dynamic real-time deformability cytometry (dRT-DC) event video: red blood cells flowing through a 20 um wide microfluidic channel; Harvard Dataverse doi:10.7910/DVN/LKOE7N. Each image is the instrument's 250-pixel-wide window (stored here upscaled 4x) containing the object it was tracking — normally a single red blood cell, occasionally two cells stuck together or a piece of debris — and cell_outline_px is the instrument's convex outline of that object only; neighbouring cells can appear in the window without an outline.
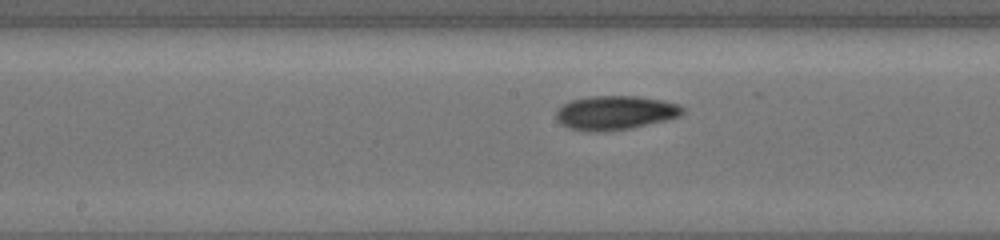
{"species": "common noctule bat (a hibernating species)", "species_latin": "Nyctalus noctula", "temperature_condition": "cold", "stored_images_in_passage": 19, "segment_of_instrument_passage": [2, 2], "camera_frame_rate_fps": 3000, "um_per_image_px": 0.085, "animal": {"sex": "female", "body_mass_g": 19.5, "forearm_length_mm": 54.1}, "frame": {"image": 1, "passage_image": 19, "time_ms": 9.667, "image_size_px": [1000, 240], "cell_outline_px": [[684, 112], [680, 116], [664, 120], [628, 128], [600, 132], [588, 132], [572, 128], [564, 124], [556, 116], [556, 108], [572, 100], [588, 96], [636, 96], [660, 100], [676, 104], [684, 108]], "centroid_in_image_um": [52.27, 9.57], "position_along_channel_um": 195.9, "area_um2": 24.62}}